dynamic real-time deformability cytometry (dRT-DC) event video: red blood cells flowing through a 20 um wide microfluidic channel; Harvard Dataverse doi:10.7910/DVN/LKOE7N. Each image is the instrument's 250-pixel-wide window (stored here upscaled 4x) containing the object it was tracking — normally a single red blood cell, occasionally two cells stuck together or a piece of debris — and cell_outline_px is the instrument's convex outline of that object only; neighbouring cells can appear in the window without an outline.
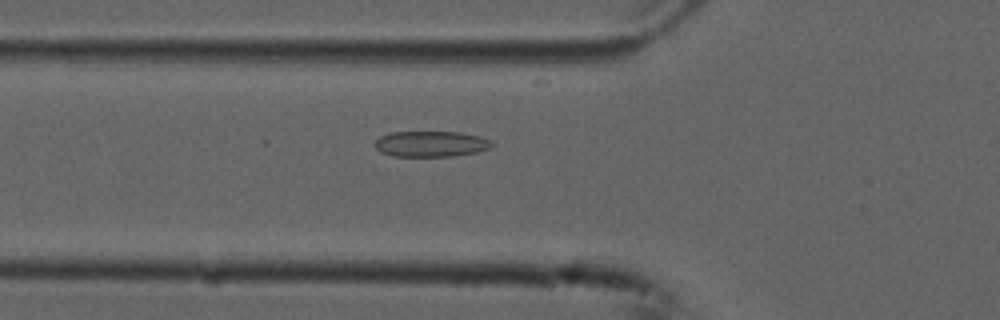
{"species": "common noctule bat (a hibernating species)", "species_latin": "Nyctalus noctula", "temperature_condition": "cold", "stored_images_in_passage": 54, "camera_frame_rate_fps": 3000, "um_per_image_px": 0.085, "animal": {"sex": "male", "forearm_length_mm": 52.5}, "frame": {"image": 1, "passage_image": 19, "time_ms": 6.0, "image_size_px": [1000, 320], "cell_outline_px": [[492, 148], [476, 152], [452, 156], [392, 156], [380, 152], [372, 144], [380, 136], [392, 132], [460, 132], [480, 136], [492, 140]], "centroid_in_image_um": [36.62, 12.23], "position_along_channel_um": 89.2, "area_um2": 17.69}}
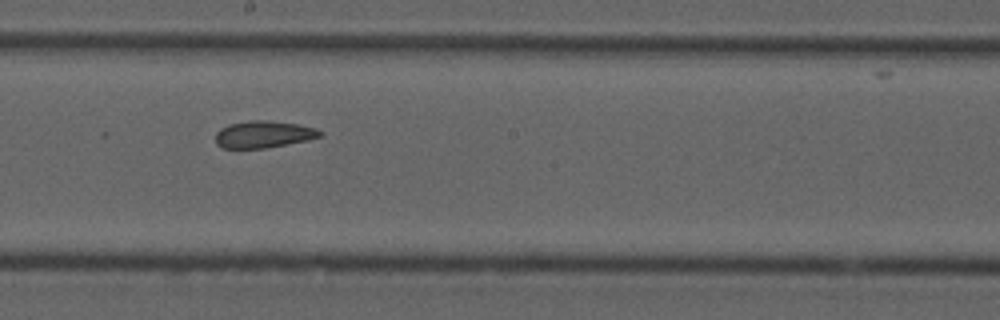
{"frame": {"image": 2, "passage_image": 30, "time_ms": 9.667, "image_size_px": [1000, 320], "cell_outline_px": [[324, 136], [308, 140], [264, 148], [220, 148], [216, 144], [216, 132], [220, 128], [228, 124], [248, 120], [264, 120], [296, 124], [316, 128], [324, 132]], "centroid_in_image_um": [22.4, 11.42], "position_along_channel_um": 225.8, "area_um2": 16.53}}
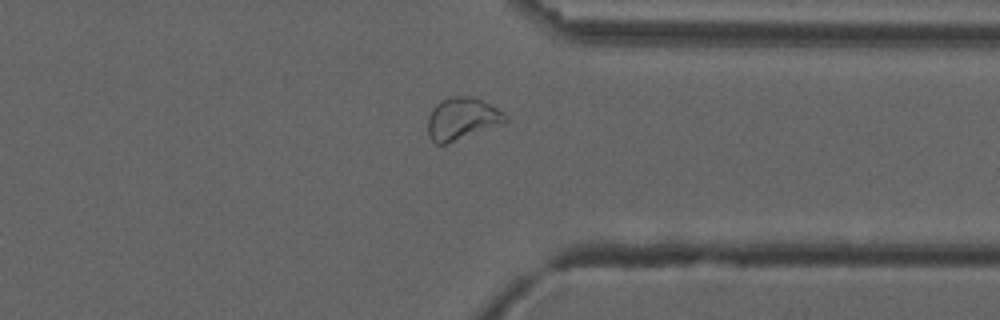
{"frame": {"image": 3, "passage_image": 42, "time_ms": 13.667, "image_size_px": [1000, 320], "cell_outline_px": [[508, 120], [500, 124], [444, 144], [436, 144], [428, 136], [428, 116], [432, 108], [440, 100], [448, 96], [472, 96], [504, 112], [508, 116]], "centroid_in_image_um": [39.23, 10.06], "position_along_channel_um": 372.2, "area_um2": 18.79}, "authors_computed_cell_mechanics": {"area_um2": 19.3919, "velocity_mm_per_s": 3.7227, "shape_relaxation_time_tau1_ms": null, "shape_relaxation_time_tau2_ms": 2.2761, "deformation_change_tau1": null, "deformation_change_tau2": 0.088}}